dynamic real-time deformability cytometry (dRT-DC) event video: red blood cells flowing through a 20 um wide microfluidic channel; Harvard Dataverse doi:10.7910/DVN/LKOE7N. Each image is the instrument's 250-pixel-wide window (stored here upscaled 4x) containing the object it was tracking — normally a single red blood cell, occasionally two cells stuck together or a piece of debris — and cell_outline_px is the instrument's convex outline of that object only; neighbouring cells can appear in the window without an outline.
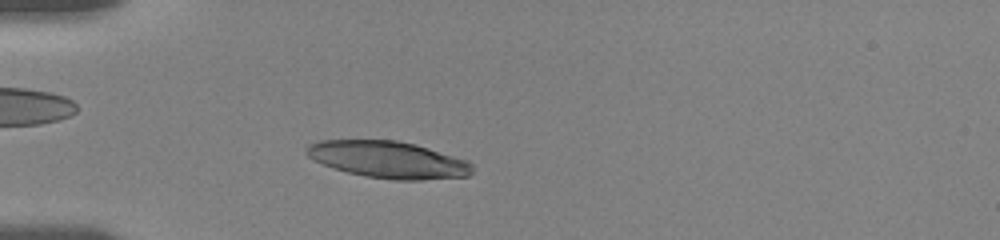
{"species": "human", "species_latin": "Homo sapiens", "temperature_condition": "room temperature", "stored_images_in_passage": 49, "camera_frame_rate_fps": 3000, "um_per_image_px": 0.085, "donor": {"sex": "female"}, "frame": {"image": 1, "passage_image": 10, "time_ms": 3.0, "image_size_px": [1000, 240], "cell_outline_px": [[472, 172], [468, 176], [420, 180], [396, 180], [364, 176], [348, 172], [324, 164], [308, 156], [304, 152], [304, 148], [308, 144], [320, 140], [396, 140], [416, 144], [468, 160], [472, 164]], "centroid_in_image_um": [33.0, 13.56], "position_along_channel_um": 52.0, "area_um2": 35.6}}
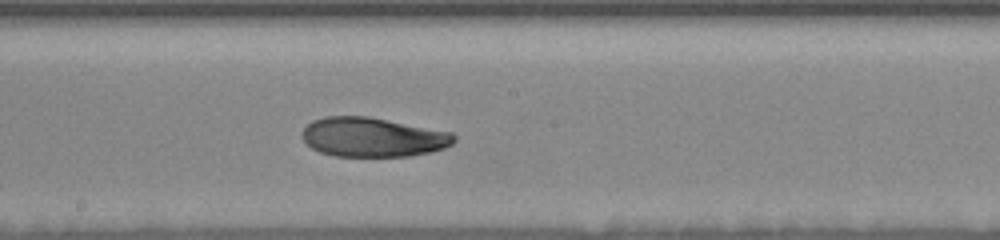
{"frame": {"image": 2, "passage_image": 25, "time_ms": 8.0, "image_size_px": [1000, 240], "cell_outline_px": [[456, 140], [452, 144], [444, 148], [432, 152], [412, 156], [332, 156], [320, 152], [312, 148], [304, 140], [304, 128], [312, 120], [324, 116], [368, 116], [452, 132], [456, 136]], "centroid_in_image_um": [31.72, 11.66], "position_along_channel_um": 216.5, "area_um2": 34.91}}
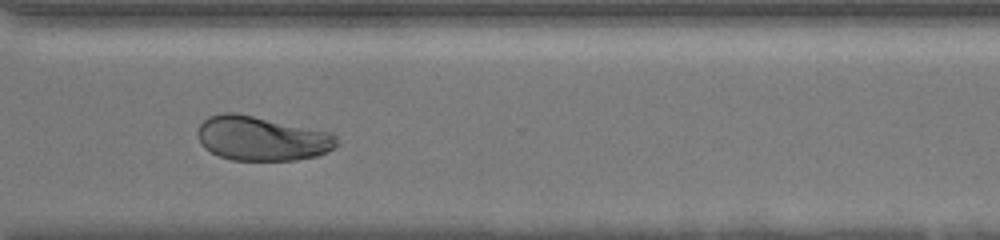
{"frame": {"image": 3, "passage_image": 36, "time_ms": 11.667, "image_size_px": [1000, 240], "cell_outline_px": [[340, 144], [336, 148], [328, 152], [316, 156], [296, 160], [232, 160], [220, 156], [204, 148], [200, 144], [196, 132], [200, 124], [208, 116], [220, 112], [232, 112], [332, 132], [336, 136]], "centroid_in_image_um": [22.26, 11.77], "position_along_channel_um": 348.3, "area_um2": 36.24}, "authors_computed_cell_mechanics": {"area_um2": 35.836, "velocity_mm_per_s": 3.6047, "shape_relaxation_time_tau1_ms": 6.7871, "shape_relaxation_time_tau2_ms": 2.4201, "deformation_change_tau1": 0.1971, "deformation_change_tau2": 0.0678}}